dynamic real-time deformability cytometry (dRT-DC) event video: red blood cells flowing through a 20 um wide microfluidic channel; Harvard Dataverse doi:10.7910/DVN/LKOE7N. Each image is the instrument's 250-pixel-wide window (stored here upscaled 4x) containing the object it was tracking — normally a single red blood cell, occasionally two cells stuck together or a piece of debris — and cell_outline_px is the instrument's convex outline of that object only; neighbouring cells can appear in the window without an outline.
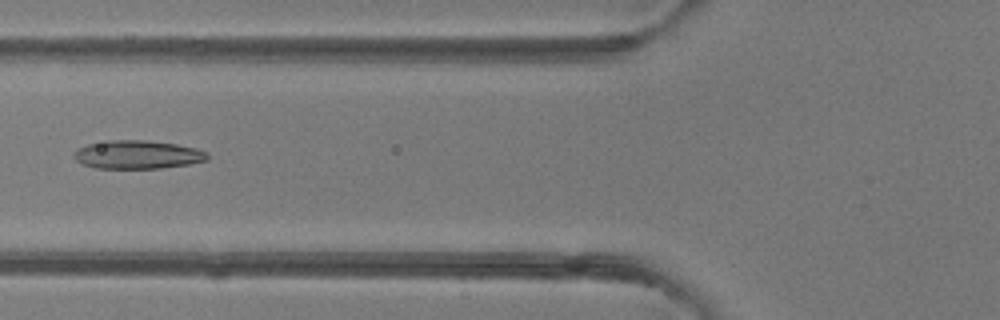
{"species": "common noctule bat (a hibernating species)", "species_latin": "Nyctalus noctula", "temperature_condition": "room temperature", "stored_images_in_passage": 6, "camera_frame_rate_fps": 3000, "um_per_image_px": 0.085, "animal": {"sex": "female"}, "frame": {"image": 1, "passage_image": 6, "time_ms": 6.333, "image_size_px": [1000, 320], "cell_outline_px": [[208, 160], [188, 164], [160, 168], [96, 168], [84, 164], [76, 160], [72, 156], [72, 152], [76, 148], [88, 144], [108, 140], [148, 140], [176, 144], [196, 148], [208, 152]], "centroid_in_image_um": [11.67, 13.13], "position_along_channel_um": 114.1, "area_um2": 22.2}}